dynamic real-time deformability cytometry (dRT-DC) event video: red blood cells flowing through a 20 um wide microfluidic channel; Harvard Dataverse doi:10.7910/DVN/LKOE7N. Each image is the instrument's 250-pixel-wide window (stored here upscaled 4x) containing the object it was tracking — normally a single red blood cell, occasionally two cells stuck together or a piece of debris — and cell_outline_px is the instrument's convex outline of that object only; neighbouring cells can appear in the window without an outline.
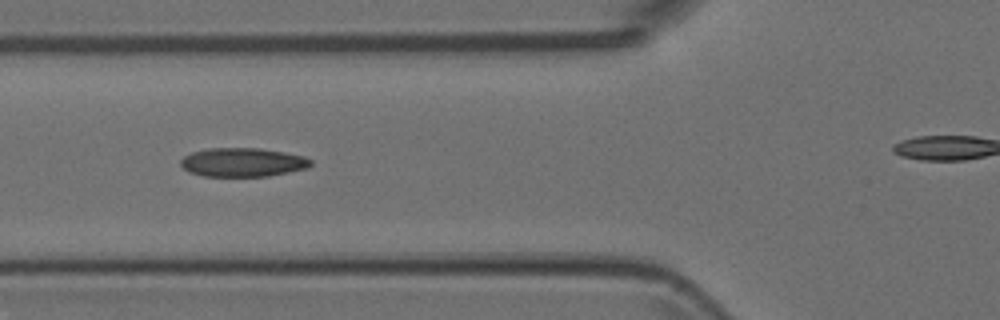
{"species": "Egyptian fruit bat (a non-hibernating species)", "species_latin": "Rousettus aegyptiacus", "temperature_condition": "room temperature", "stored_images_in_passage": 7, "segment_of_instrument_passage": [1, 2], "camera_frame_rate_fps": 3000, "um_per_image_px": 0.085, "animal": {"sex": "female"}, "frame": {"image": 1, "passage_image": 5, "time_ms": 1.333, "image_size_px": [1000, 320], "cell_outline_px": [[312, 164], [308, 168], [268, 176], [204, 176], [188, 172], [180, 164], [180, 160], [184, 156], [192, 152], [208, 148], [260, 148], [284, 152], [304, 156], [312, 160]], "centroid_in_image_um": [20.63, 13.79], "position_along_channel_um": 105.2, "area_um2": 21.91}}
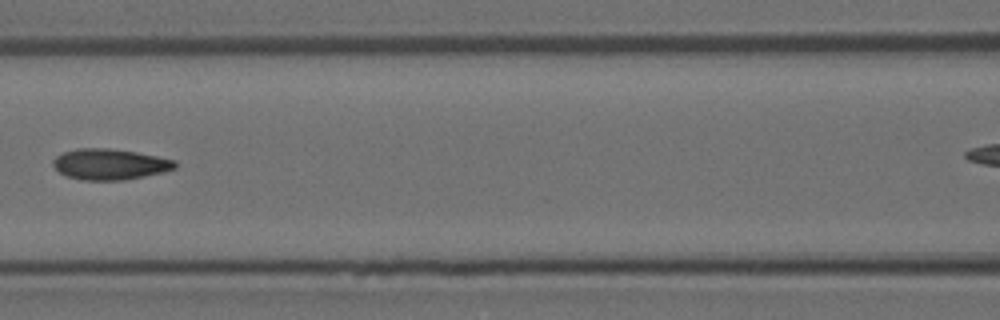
{"frame": {"image": 2, "passage_image": 6, "time_ms": 1.667, "image_size_px": [1000, 320], "cell_outline_px": [[176, 168], [164, 172], [124, 180], [84, 180], [68, 176], [60, 172], [52, 164], [52, 160], [56, 156], [64, 152], [76, 148], [108, 148], [136, 152], [176, 160]], "centroid_in_image_um": [9.34, 13.95], "position_along_channel_um": 157.3, "area_um2": 21.85}}